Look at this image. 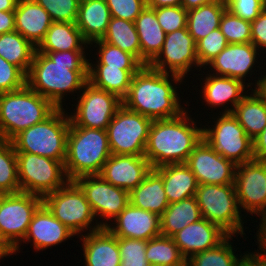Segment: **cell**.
I'll use <instances>...</instances> for the list:
<instances>
[{
    "mask_svg": "<svg viewBox=\"0 0 266 266\" xmlns=\"http://www.w3.org/2000/svg\"><path fill=\"white\" fill-rule=\"evenodd\" d=\"M84 53L83 50H69L44 54L36 50L26 84L56 108H63L66 92L81 91L88 82L89 60Z\"/></svg>",
    "mask_w": 266,
    "mask_h": 266,
    "instance_id": "cell-1",
    "label": "cell"
},
{
    "mask_svg": "<svg viewBox=\"0 0 266 266\" xmlns=\"http://www.w3.org/2000/svg\"><path fill=\"white\" fill-rule=\"evenodd\" d=\"M188 115L184 111L174 118L152 121L144 154L152 169L185 163L201 142L203 129L198 128Z\"/></svg>",
    "mask_w": 266,
    "mask_h": 266,
    "instance_id": "cell-2",
    "label": "cell"
},
{
    "mask_svg": "<svg viewBox=\"0 0 266 266\" xmlns=\"http://www.w3.org/2000/svg\"><path fill=\"white\" fill-rule=\"evenodd\" d=\"M168 77L169 73L143 66L132 77L123 105L152 121L179 116L185 108H181L176 88Z\"/></svg>",
    "mask_w": 266,
    "mask_h": 266,
    "instance_id": "cell-3",
    "label": "cell"
},
{
    "mask_svg": "<svg viewBox=\"0 0 266 266\" xmlns=\"http://www.w3.org/2000/svg\"><path fill=\"white\" fill-rule=\"evenodd\" d=\"M111 155L106 130L70 126L64 162L69 181L99 175Z\"/></svg>",
    "mask_w": 266,
    "mask_h": 266,
    "instance_id": "cell-4",
    "label": "cell"
},
{
    "mask_svg": "<svg viewBox=\"0 0 266 266\" xmlns=\"http://www.w3.org/2000/svg\"><path fill=\"white\" fill-rule=\"evenodd\" d=\"M56 109L27 84L19 90L0 93V140L11 141L21 131L43 122Z\"/></svg>",
    "mask_w": 266,
    "mask_h": 266,
    "instance_id": "cell-5",
    "label": "cell"
},
{
    "mask_svg": "<svg viewBox=\"0 0 266 266\" xmlns=\"http://www.w3.org/2000/svg\"><path fill=\"white\" fill-rule=\"evenodd\" d=\"M70 117L57 108L43 122L21 131L12 140L15 152H27L65 162Z\"/></svg>",
    "mask_w": 266,
    "mask_h": 266,
    "instance_id": "cell-6",
    "label": "cell"
},
{
    "mask_svg": "<svg viewBox=\"0 0 266 266\" xmlns=\"http://www.w3.org/2000/svg\"><path fill=\"white\" fill-rule=\"evenodd\" d=\"M195 198L202 218L219 226L228 235L243 236L242 215L239 208L234 184L198 185Z\"/></svg>",
    "mask_w": 266,
    "mask_h": 266,
    "instance_id": "cell-7",
    "label": "cell"
},
{
    "mask_svg": "<svg viewBox=\"0 0 266 266\" xmlns=\"http://www.w3.org/2000/svg\"><path fill=\"white\" fill-rule=\"evenodd\" d=\"M42 203L75 235L88 228L89 232H94L108 225L107 222H96V226L91 227L95 216L84 192L74 181L43 197Z\"/></svg>",
    "mask_w": 266,
    "mask_h": 266,
    "instance_id": "cell-8",
    "label": "cell"
},
{
    "mask_svg": "<svg viewBox=\"0 0 266 266\" xmlns=\"http://www.w3.org/2000/svg\"><path fill=\"white\" fill-rule=\"evenodd\" d=\"M42 197L25 192L6 194L0 201V245L8 253L19 250Z\"/></svg>",
    "mask_w": 266,
    "mask_h": 266,
    "instance_id": "cell-9",
    "label": "cell"
},
{
    "mask_svg": "<svg viewBox=\"0 0 266 266\" xmlns=\"http://www.w3.org/2000/svg\"><path fill=\"white\" fill-rule=\"evenodd\" d=\"M16 159L21 192L43 198L69 182L64 162L27 152H16Z\"/></svg>",
    "mask_w": 266,
    "mask_h": 266,
    "instance_id": "cell-10",
    "label": "cell"
},
{
    "mask_svg": "<svg viewBox=\"0 0 266 266\" xmlns=\"http://www.w3.org/2000/svg\"><path fill=\"white\" fill-rule=\"evenodd\" d=\"M151 123V119L122 105L106 129L111 154L144 155Z\"/></svg>",
    "mask_w": 266,
    "mask_h": 266,
    "instance_id": "cell-11",
    "label": "cell"
},
{
    "mask_svg": "<svg viewBox=\"0 0 266 266\" xmlns=\"http://www.w3.org/2000/svg\"><path fill=\"white\" fill-rule=\"evenodd\" d=\"M214 128H203V139L214 152L236 165L255 160L253 140L245 133L232 113H222Z\"/></svg>",
    "mask_w": 266,
    "mask_h": 266,
    "instance_id": "cell-12",
    "label": "cell"
},
{
    "mask_svg": "<svg viewBox=\"0 0 266 266\" xmlns=\"http://www.w3.org/2000/svg\"><path fill=\"white\" fill-rule=\"evenodd\" d=\"M193 64L200 67L196 55V42L187 28H182L166 34L161 51L148 66L164 73L170 72L172 81L177 84L182 82Z\"/></svg>",
    "mask_w": 266,
    "mask_h": 266,
    "instance_id": "cell-13",
    "label": "cell"
},
{
    "mask_svg": "<svg viewBox=\"0 0 266 266\" xmlns=\"http://www.w3.org/2000/svg\"><path fill=\"white\" fill-rule=\"evenodd\" d=\"M78 97L76 112L70 117V126L106 130L117 110L123 105L122 99L108 91L97 89L90 83L83 86Z\"/></svg>",
    "mask_w": 266,
    "mask_h": 266,
    "instance_id": "cell-14",
    "label": "cell"
},
{
    "mask_svg": "<svg viewBox=\"0 0 266 266\" xmlns=\"http://www.w3.org/2000/svg\"><path fill=\"white\" fill-rule=\"evenodd\" d=\"M234 186L239 208L258 216L266 214V161L238 164Z\"/></svg>",
    "mask_w": 266,
    "mask_h": 266,
    "instance_id": "cell-15",
    "label": "cell"
},
{
    "mask_svg": "<svg viewBox=\"0 0 266 266\" xmlns=\"http://www.w3.org/2000/svg\"><path fill=\"white\" fill-rule=\"evenodd\" d=\"M74 182L84 192L95 217L113 220L129 204V192L113 186L100 175L82 176Z\"/></svg>",
    "mask_w": 266,
    "mask_h": 266,
    "instance_id": "cell-16",
    "label": "cell"
},
{
    "mask_svg": "<svg viewBox=\"0 0 266 266\" xmlns=\"http://www.w3.org/2000/svg\"><path fill=\"white\" fill-rule=\"evenodd\" d=\"M185 164L195 175L198 185L234 184L237 165L214 152L204 139L194 148Z\"/></svg>",
    "mask_w": 266,
    "mask_h": 266,
    "instance_id": "cell-17",
    "label": "cell"
},
{
    "mask_svg": "<svg viewBox=\"0 0 266 266\" xmlns=\"http://www.w3.org/2000/svg\"><path fill=\"white\" fill-rule=\"evenodd\" d=\"M151 170L152 167L144 155L112 154L99 175L113 186L130 192L145 179Z\"/></svg>",
    "mask_w": 266,
    "mask_h": 266,
    "instance_id": "cell-18",
    "label": "cell"
},
{
    "mask_svg": "<svg viewBox=\"0 0 266 266\" xmlns=\"http://www.w3.org/2000/svg\"><path fill=\"white\" fill-rule=\"evenodd\" d=\"M106 228L116 237L150 240L161 235L160 216L128 204Z\"/></svg>",
    "mask_w": 266,
    "mask_h": 266,
    "instance_id": "cell-19",
    "label": "cell"
},
{
    "mask_svg": "<svg viewBox=\"0 0 266 266\" xmlns=\"http://www.w3.org/2000/svg\"><path fill=\"white\" fill-rule=\"evenodd\" d=\"M228 234L205 218L188 224L172 236L182 256L188 260L196 253L219 245Z\"/></svg>",
    "mask_w": 266,
    "mask_h": 266,
    "instance_id": "cell-20",
    "label": "cell"
},
{
    "mask_svg": "<svg viewBox=\"0 0 266 266\" xmlns=\"http://www.w3.org/2000/svg\"><path fill=\"white\" fill-rule=\"evenodd\" d=\"M257 50L251 42L228 44L208 64L215 70L214 75L227 76L245 83L244 77L246 78L257 62Z\"/></svg>",
    "mask_w": 266,
    "mask_h": 266,
    "instance_id": "cell-21",
    "label": "cell"
},
{
    "mask_svg": "<svg viewBox=\"0 0 266 266\" xmlns=\"http://www.w3.org/2000/svg\"><path fill=\"white\" fill-rule=\"evenodd\" d=\"M74 235L42 203L33 214L26 236L22 241L25 243L33 240V248L40 251L58 245Z\"/></svg>",
    "mask_w": 266,
    "mask_h": 266,
    "instance_id": "cell-22",
    "label": "cell"
},
{
    "mask_svg": "<svg viewBox=\"0 0 266 266\" xmlns=\"http://www.w3.org/2000/svg\"><path fill=\"white\" fill-rule=\"evenodd\" d=\"M14 16L15 30L36 48L53 22L49 13L35 0H18Z\"/></svg>",
    "mask_w": 266,
    "mask_h": 266,
    "instance_id": "cell-23",
    "label": "cell"
},
{
    "mask_svg": "<svg viewBox=\"0 0 266 266\" xmlns=\"http://www.w3.org/2000/svg\"><path fill=\"white\" fill-rule=\"evenodd\" d=\"M80 239L83 241L85 266H120L118 237L106 227L89 232Z\"/></svg>",
    "mask_w": 266,
    "mask_h": 266,
    "instance_id": "cell-24",
    "label": "cell"
},
{
    "mask_svg": "<svg viewBox=\"0 0 266 266\" xmlns=\"http://www.w3.org/2000/svg\"><path fill=\"white\" fill-rule=\"evenodd\" d=\"M110 20L105 0H80L75 24L89 44L103 38Z\"/></svg>",
    "mask_w": 266,
    "mask_h": 266,
    "instance_id": "cell-25",
    "label": "cell"
},
{
    "mask_svg": "<svg viewBox=\"0 0 266 266\" xmlns=\"http://www.w3.org/2000/svg\"><path fill=\"white\" fill-rule=\"evenodd\" d=\"M163 179L169 204L195 196L198 182L185 163L166 164L154 169Z\"/></svg>",
    "mask_w": 266,
    "mask_h": 266,
    "instance_id": "cell-26",
    "label": "cell"
},
{
    "mask_svg": "<svg viewBox=\"0 0 266 266\" xmlns=\"http://www.w3.org/2000/svg\"><path fill=\"white\" fill-rule=\"evenodd\" d=\"M141 46V63L147 66L161 51L166 33L160 26L154 8L146 6L134 21Z\"/></svg>",
    "mask_w": 266,
    "mask_h": 266,
    "instance_id": "cell-27",
    "label": "cell"
},
{
    "mask_svg": "<svg viewBox=\"0 0 266 266\" xmlns=\"http://www.w3.org/2000/svg\"><path fill=\"white\" fill-rule=\"evenodd\" d=\"M129 203L159 216L167 209L169 202L163 187V179L154 169L129 192Z\"/></svg>",
    "mask_w": 266,
    "mask_h": 266,
    "instance_id": "cell-28",
    "label": "cell"
},
{
    "mask_svg": "<svg viewBox=\"0 0 266 266\" xmlns=\"http://www.w3.org/2000/svg\"><path fill=\"white\" fill-rule=\"evenodd\" d=\"M95 65V67H93ZM88 62V83L93 87L115 94L124 99L128 94L132 77L139 70H123L121 67H108Z\"/></svg>",
    "mask_w": 266,
    "mask_h": 266,
    "instance_id": "cell-29",
    "label": "cell"
},
{
    "mask_svg": "<svg viewBox=\"0 0 266 266\" xmlns=\"http://www.w3.org/2000/svg\"><path fill=\"white\" fill-rule=\"evenodd\" d=\"M252 91L253 94H245L234 109H225L223 113H232L245 133L254 140L266 128V103Z\"/></svg>",
    "mask_w": 266,
    "mask_h": 266,
    "instance_id": "cell-30",
    "label": "cell"
},
{
    "mask_svg": "<svg viewBox=\"0 0 266 266\" xmlns=\"http://www.w3.org/2000/svg\"><path fill=\"white\" fill-rule=\"evenodd\" d=\"M203 86V98L211 107H220L225 103H232L233 108L242 100L245 83L241 80L227 76L211 74L205 78Z\"/></svg>",
    "mask_w": 266,
    "mask_h": 266,
    "instance_id": "cell-31",
    "label": "cell"
},
{
    "mask_svg": "<svg viewBox=\"0 0 266 266\" xmlns=\"http://www.w3.org/2000/svg\"><path fill=\"white\" fill-rule=\"evenodd\" d=\"M82 44L89 45L75 23L52 22L37 51L47 54L56 51L84 50L85 45Z\"/></svg>",
    "mask_w": 266,
    "mask_h": 266,
    "instance_id": "cell-32",
    "label": "cell"
},
{
    "mask_svg": "<svg viewBox=\"0 0 266 266\" xmlns=\"http://www.w3.org/2000/svg\"><path fill=\"white\" fill-rule=\"evenodd\" d=\"M202 218L195 196L170 203L160 216L161 235L172 237L188 224Z\"/></svg>",
    "mask_w": 266,
    "mask_h": 266,
    "instance_id": "cell-33",
    "label": "cell"
},
{
    "mask_svg": "<svg viewBox=\"0 0 266 266\" xmlns=\"http://www.w3.org/2000/svg\"><path fill=\"white\" fill-rule=\"evenodd\" d=\"M226 1H216L187 11V30L195 42L219 28Z\"/></svg>",
    "mask_w": 266,
    "mask_h": 266,
    "instance_id": "cell-34",
    "label": "cell"
},
{
    "mask_svg": "<svg viewBox=\"0 0 266 266\" xmlns=\"http://www.w3.org/2000/svg\"><path fill=\"white\" fill-rule=\"evenodd\" d=\"M37 48L16 30L0 34V56L26 76Z\"/></svg>",
    "mask_w": 266,
    "mask_h": 266,
    "instance_id": "cell-35",
    "label": "cell"
},
{
    "mask_svg": "<svg viewBox=\"0 0 266 266\" xmlns=\"http://www.w3.org/2000/svg\"><path fill=\"white\" fill-rule=\"evenodd\" d=\"M101 40L134 55L141 62V46L134 22L111 17Z\"/></svg>",
    "mask_w": 266,
    "mask_h": 266,
    "instance_id": "cell-36",
    "label": "cell"
},
{
    "mask_svg": "<svg viewBox=\"0 0 266 266\" xmlns=\"http://www.w3.org/2000/svg\"><path fill=\"white\" fill-rule=\"evenodd\" d=\"M145 257L150 266H185L187 261L172 237L163 235L147 241Z\"/></svg>",
    "mask_w": 266,
    "mask_h": 266,
    "instance_id": "cell-37",
    "label": "cell"
},
{
    "mask_svg": "<svg viewBox=\"0 0 266 266\" xmlns=\"http://www.w3.org/2000/svg\"><path fill=\"white\" fill-rule=\"evenodd\" d=\"M232 237L228 235L219 245L191 256L186 261L187 266H242L243 259L234 255L229 243Z\"/></svg>",
    "mask_w": 266,
    "mask_h": 266,
    "instance_id": "cell-38",
    "label": "cell"
},
{
    "mask_svg": "<svg viewBox=\"0 0 266 266\" xmlns=\"http://www.w3.org/2000/svg\"><path fill=\"white\" fill-rule=\"evenodd\" d=\"M0 189L6 194L21 192L17 159L11 141L0 140Z\"/></svg>",
    "mask_w": 266,
    "mask_h": 266,
    "instance_id": "cell-39",
    "label": "cell"
},
{
    "mask_svg": "<svg viewBox=\"0 0 266 266\" xmlns=\"http://www.w3.org/2000/svg\"><path fill=\"white\" fill-rule=\"evenodd\" d=\"M99 45L97 65H108V67H121L123 70H140L144 65L132 54L121 50L117 46L104 41L91 42Z\"/></svg>",
    "mask_w": 266,
    "mask_h": 266,
    "instance_id": "cell-40",
    "label": "cell"
},
{
    "mask_svg": "<svg viewBox=\"0 0 266 266\" xmlns=\"http://www.w3.org/2000/svg\"><path fill=\"white\" fill-rule=\"evenodd\" d=\"M219 29L229 44L251 42V22L241 19L228 9L222 15Z\"/></svg>",
    "mask_w": 266,
    "mask_h": 266,
    "instance_id": "cell-41",
    "label": "cell"
},
{
    "mask_svg": "<svg viewBox=\"0 0 266 266\" xmlns=\"http://www.w3.org/2000/svg\"><path fill=\"white\" fill-rule=\"evenodd\" d=\"M118 247L121 257L120 266H150L145 257L146 240L118 237Z\"/></svg>",
    "mask_w": 266,
    "mask_h": 266,
    "instance_id": "cell-42",
    "label": "cell"
},
{
    "mask_svg": "<svg viewBox=\"0 0 266 266\" xmlns=\"http://www.w3.org/2000/svg\"><path fill=\"white\" fill-rule=\"evenodd\" d=\"M229 43L220 29H215L206 37L196 42V55L200 67H205L214 59Z\"/></svg>",
    "mask_w": 266,
    "mask_h": 266,
    "instance_id": "cell-43",
    "label": "cell"
},
{
    "mask_svg": "<svg viewBox=\"0 0 266 266\" xmlns=\"http://www.w3.org/2000/svg\"><path fill=\"white\" fill-rule=\"evenodd\" d=\"M35 1L49 13L53 22H76L80 0Z\"/></svg>",
    "mask_w": 266,
    "mask_h": 266,
    "instance_id": "cell-44",
    "label": "cell"
},
{
    "mask_svg": "<svg viewBox=\"0 0 266 266\" xmlns=\"http://www.w3.org/2000/svg\"><path fill=\"white\" fill-rule=\"evenodd\" d=\"M156 18L167 34L187 28V10L183 6H166L154 8Z\"/></svg>",
    "mask_w": 266,
    "mask_h": 266,
    "instance_id": "cell-45",
    "label": "cell"
},
{
    "mask_svg": "<svg viewBox=\"0 0 266 266\" xmlns=\"http://www.w3.org/2000/svg\"><path fill=\"white\" fill-rule=\"evenodd\" d=\"M26 85V75L0 56V93L16 91Z\"/></svg>",
    "mask_w": 266,
    "mask_h": 266,
    "instance_id": "cell-46",
    "label": "cell"
},
{
    "mask_svg": "<svg viewBox=\"0 0 266 266\" xmlns=\"http://www.w3.org/2000/svg\"><path fill=\"white\" fill-rule=\"evenodd\" d=\"M111 17L134 22L146 7V0H105Z\"/></svg>",
    "mask_w": 266,
    "mask_h": 266,
    "instance_id": "cell-47",
    "label": "cell"
},
{
    "mask_svg": "<svg viewBox=\"0 0 266 266\" xmlns=\"http://www.w3.org/2000/svg\"><path fill=\"white\" fill-rule=\"evenodd\" d=\"M227 9L241 19L252 22L266 8V0H226Z\"/></svg>",
    "mask_w": 266,
    "mask_h": 266,
    "instance_id": "cell-48",
    "label": "cell"
},
{
    "mask_svg": "<svg viewBox=\"0 0 266 266\" xmlns=\"http://www.w3.org/2000/svg\"><path fill=\"white\" fill-rule=\"evenodd\" d=\"M251 43L258 50L266 49V8L251 22Z\"/></svg>",
    "mask_w": 266,
    "mask_h": 266,
    "instance_id": "cell-49",
    "label": "cell"
},
{
    "mask_svg": "<svg viewBox=\"0 0 266 266\" xmlns=\"http://www.w3.org/2000/svg\"><path fill=\"white\" fill-rule=\"evenodd\" d=\"M255 160L266 161V128L253 140Z\"/></svg>",
    "mask_w": 266,
    "mask_h": 266,
    "instance_id": "cell-50",
    "label": "cell"
},
{
    "mask_svg": "<svg viewBox=\"0 0 266 266\" xmlns=\"http://www.w3.org/2000/svg\"><path fill=\"white\" fill-rule=\"evenodd\" d=\"M15 31L14 11H0V34Z\"/></svg>",
    "mask_w": 266,
    "mask_h": 266,
    "instance_id": "cell-51",
    "label": "cell"
},
{
    "mask_svg": "<svg viewBox=\"0 0 266 266\" xmlns=\"http://www.w3.org/2000/svg\"><path fill=\"white\" fill-rule=\"evenodd\" d=\"M255 253L244 254L241 257L243 259L242 266H266V258L261 256L259 252Z\"/></svg>",
    "mask_w": 266,
    "mask_h": 266,
    "instance_id": "cell-52",
    "label": "cell"
},
{
    "mask_svg": "<svg viewBox=\"0 0 266 266\" xmlns=\"http://www.w3.org/2000/svg\"><path fill=\"white\" fill-rule=\"evenodd\" d=\"M261 217V224H259V231H257V242H259V250H261V252L262 250L264 251V254L262 253L260 255L266 258V214L262 215Z\"/></svg>",
    "mask_w": 266,
    "mask_h": 266,
    "instance_id": "cell-53",
    "label": "cell"
},
{
    "mask_svg": "<svg viewBox=\"0 0 266 266\" xmlns=\"http://www.w3.org/2000/svg\"><path fill=\"white\" fill-rule=\"evenodd\" d=\"M182 0H146V6L159 8L166 6H181Z\"/></svg>",
    "mask_w": 266,
    "mask_h": 266,
    "instance_id": "cell-54",
    "label": "cell"
},
{
    "mask_svg": "<svg viewBox=\"0 0 266 266\" xmlns=\"http://www.w3.org/2000/svg\"><path fill=\"white\" fill-rule=\"evenodd\" d=\"M216 1H226V0H182V5L187 11L190 9L198 8L202 5H207L214 3Z\"/></svg>",
    "mask_w": 266,
    "mask_h": 266,
    "instance_id": "cell-55",
    "label": "cell"
},
{
    "mask_svg": "<svg viewBox=\"0 0 266 266\" xmlns=\"http://www.w3.org/2000/svg\"><path fill=\"white\" fill-rule=\"evenodd\" d=\"M263 76V77H262ZM256 82L255 92L266 103V75H262Z\"/></svg>",
    "mask_w": 266,
    "mask_h": 266,
    "instance_id": "cell-56",
    "label": "cell"
},
{
    "mask_svg": "<svg viewBox=\"0 0 266 266\" xmlns=\"http://www.w3.org/2000/svg\"><path fill=\"white\" fill-rule=\"evenodd\" d=\"M18 0H0V11H14Z\"/></svg>",
    "mask_w": 266,
    "mask_h": 266,
    "instance_id": "cell-57",
    "label": "cell"
},
{
    "mask_svg": "<svg viewBox=\"0 0 266 266\" xmlns=\"http://www.w3.org/2000/svg\"><path fill=\"white\" fill-rule=\"evenodd\" d=\"M9 254L0 245V259L8 256Z\"/></svg>",
    "mask_w": 266,
    "mask_h": 266,
    "instance_id": "cell-58",
    "label": "cell"
},
{
    "mask_svg": "<svg viewBox=\"0 0 266 266\" xmlns=\"http://www.w3.org/2000/svg\"><path fill=\"white\" fill-rule=\"evenodd\" d=\"M6 195V193L0 189V201L3 199V197Z\"/></svg>",
    "mask_w": 266,
    "mask_h": 266,
    "instance_id": "cell-59",
    "label": "cell"
}]
</instances>
